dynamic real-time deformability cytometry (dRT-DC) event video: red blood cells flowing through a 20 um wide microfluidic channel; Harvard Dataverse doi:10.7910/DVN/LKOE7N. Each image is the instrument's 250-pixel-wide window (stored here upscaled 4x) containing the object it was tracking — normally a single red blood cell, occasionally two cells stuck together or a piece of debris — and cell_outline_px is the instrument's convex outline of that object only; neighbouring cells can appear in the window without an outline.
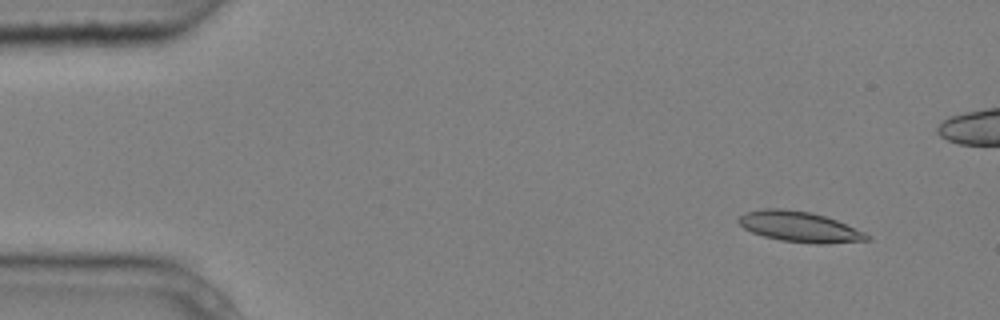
{"species": "common noctule bat (a hibernating species)", "species_latin": "Nyctalus noctula", "temperature_condition": "cold", "stored_images_in_passage": 6, "camera_frame_rate_fps": 3000, "um_per_image_px": 0.085, "animal": {"sex": "male", "body_mass_g": 20.4}, "frame": {"image": 1, "passage_image": 2, "time_ms": 0.333, "image_size_px": [1000, 320], "cell_outline_px": [[872, 240], [824, 244], [816, 244], [780, 240], [764, 236], [752, 232], [744, 228], [736, 220], [740, 216], [748, 212], [764, 208], [784, 208], [812, 212], [836, 220], [864, 232], [872, 236]], "centroid_in_image_um": [67.99, 19.28], "position_along_channel_um": 17.0, "area_um2": 22.83}}
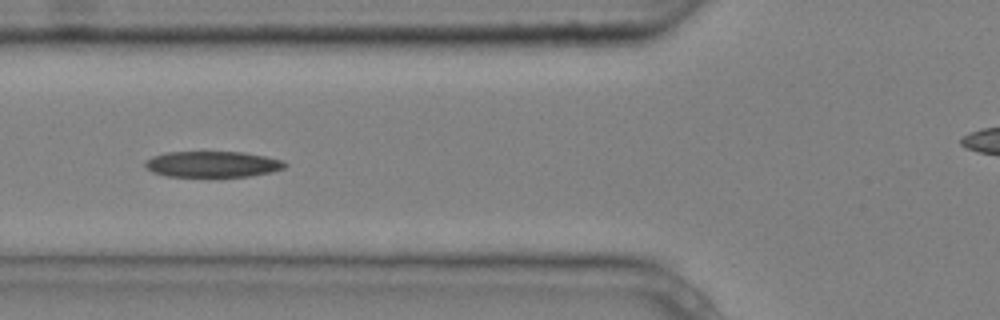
{"frame": {"image": 2, "passage_image": 6, "time_ms": 1.667, "image_size_px": [1000, 320], "cell_outline_px": [[288, 164], [284, 168], [272, 172], [248, 176], [164, 176], [152, 172], [144, 164], [144, 160], [152, 156], [168, 152], [244, 152], [284, 160]], "centroid_in_image_um": [18.06, 13.95], "position_along_channel_um": 107.7, "area_um2": 21.15}}